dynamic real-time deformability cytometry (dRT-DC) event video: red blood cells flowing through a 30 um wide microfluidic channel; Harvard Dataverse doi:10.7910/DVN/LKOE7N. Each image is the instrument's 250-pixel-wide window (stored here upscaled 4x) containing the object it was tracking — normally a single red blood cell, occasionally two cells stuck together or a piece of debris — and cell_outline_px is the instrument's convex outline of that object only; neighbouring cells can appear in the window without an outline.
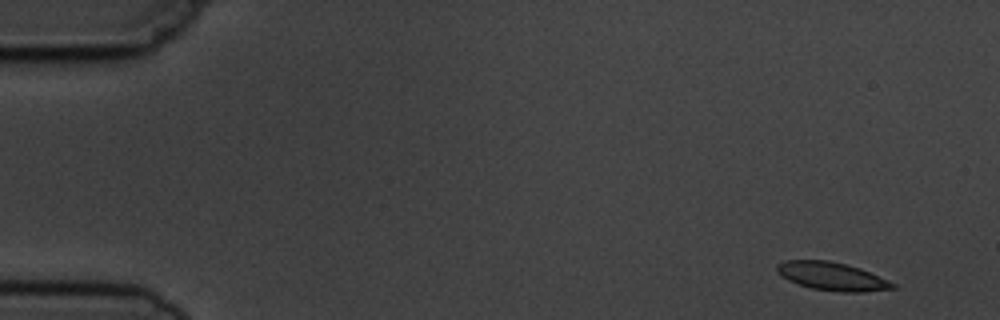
{"species": "common noctule bat (a hibernating species)", "species_latin": "Nyctalus noctula", "temperature_condition": "cold", "stored_images_in_passage": 5, "camera_frame_rate_fps": 3000, "um_per_image_px": 0.085, "animal": {"sex": "male", "body_mass_g": 19.5, "forearm_length_mm": 54.6}, "frame": {"image": 1, "passage_image": 1, "time_ms": 0.0, "image_size_px": [1000, 320], "cell_outline_px": [[896, 288], [860, 292], [840, 292], [812, 288], [796, 284], [788, 280], [776, 272], [776, 264], [784, 260], [828, 260], [848, 264], [860, 268], [896, 284]], "centroid_in_image_um": [70.67, 23.48], "position_along_channel_um": 14.3, "area_um2": 19.07}}
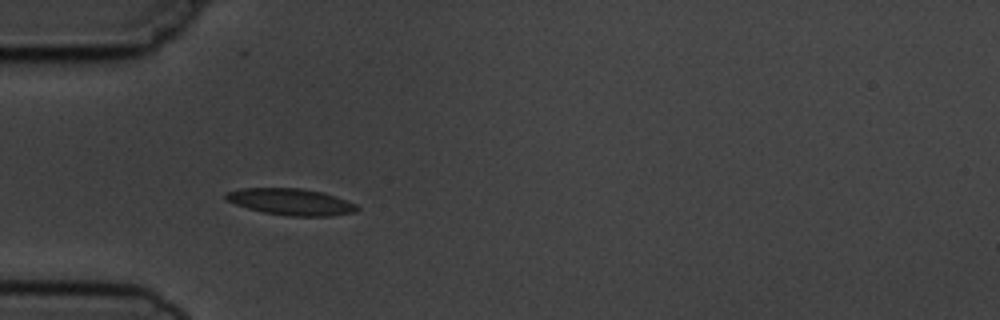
{"frame": {"image": 2, "passage_image": 4, "time_ms": 4.333, "image_size_px": [1000, 320], "cell_outline_px": [[360, 208], [356, 212], [332, 216], [288, 216], [264, 212], [248, 208], [236, 204], [228, 200], [224, 196], [228, 192], [240, 188], [300, 188], [324, 192], [336, 196], [356, 204]], "centroid_in_image_um": [24.79, 17.15], "position_along_channel_um": 60.2, "area_um2": 20.29}}
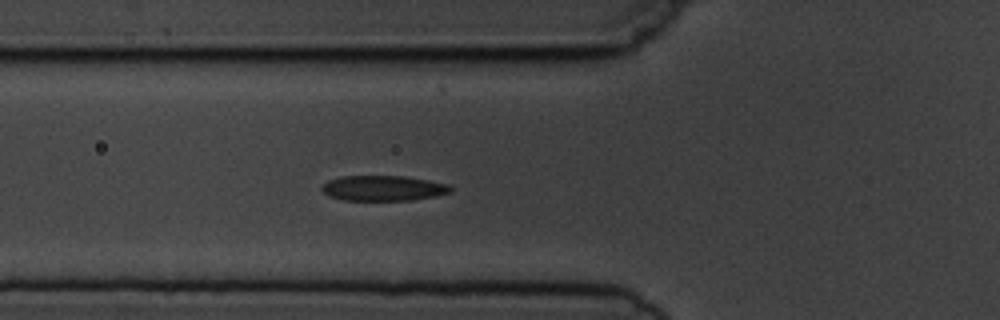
{"frame": {"image": 3, "passage_image": 5, "time_ms": 5.333, "image_size_px": [1000, 320], "cell_outline_px": [[452, 192], [436, 196], [412, 200], [344, 200], [328, 196], [320, 188], [328, 180], [340, 176], [404, 176], [428, 180], [448, 184], [452, 188]], "centroid_in_image_um": [32.58, 15.99], "position_along_channel_um": 93.2, "area_um2": 19.02}}